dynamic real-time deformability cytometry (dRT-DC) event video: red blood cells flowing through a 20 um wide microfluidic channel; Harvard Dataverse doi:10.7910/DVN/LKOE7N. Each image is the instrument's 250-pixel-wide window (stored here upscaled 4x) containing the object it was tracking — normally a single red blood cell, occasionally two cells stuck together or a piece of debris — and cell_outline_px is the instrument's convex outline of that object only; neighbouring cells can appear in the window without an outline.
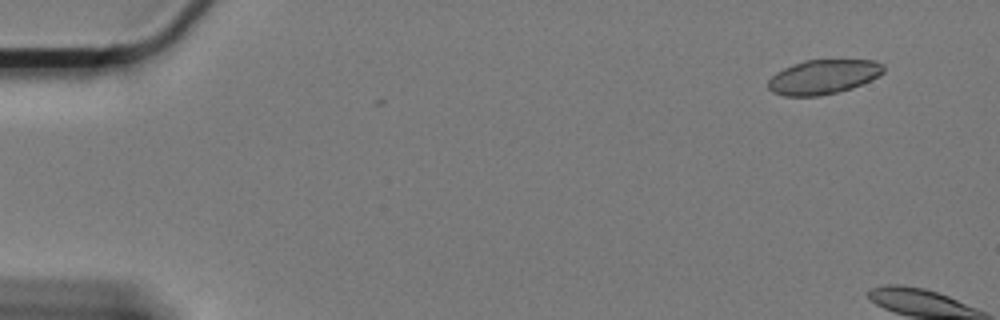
{"species": "Egyptian fruit bat (a non-hibernating species)", "species_latin": "Rousettus aegyptiacus", "temperature_condition": "cold", "stored_images_in_passage": 5, "camera_frame_rate_fps": 3000, "um_per_image_px": 0.085, "animal": {"sex": "female"}, "frame": {"image": 1, "passage_image": 1, "time_ms": 0.0, "image_size_px": [1000, 320], "cell_outline_px": [[884, 72], [880, 76], [852, 88], [820, 96], [784, 96], [772, 92], [768, 88], [768, 80], [776, 72], [792, 64], [804, 60], [876, 60], [884, 64]], "centroid_in_image_um": [69.99, 6.53], "position_along_channel_um": 15.0, "area_um2": 23.29}}